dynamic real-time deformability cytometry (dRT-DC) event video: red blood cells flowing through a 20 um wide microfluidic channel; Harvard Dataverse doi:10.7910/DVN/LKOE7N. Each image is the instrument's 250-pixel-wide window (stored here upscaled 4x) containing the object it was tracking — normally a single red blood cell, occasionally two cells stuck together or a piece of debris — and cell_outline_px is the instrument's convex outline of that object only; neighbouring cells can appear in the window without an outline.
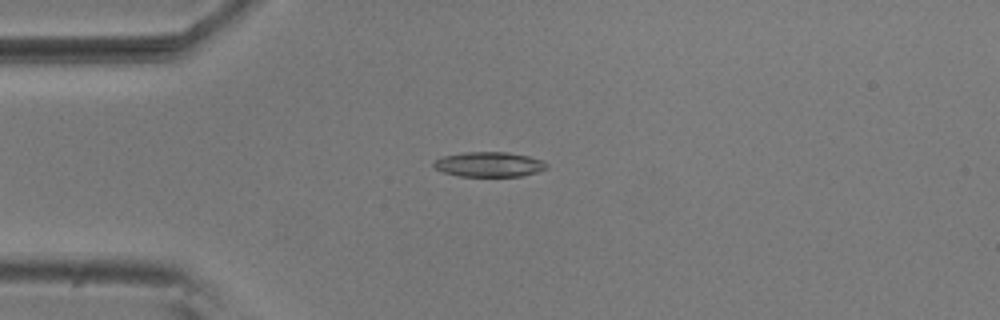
{"species": "common noctule bat (a hibernating species)", "species_latin": "Nyctalus noctula", "temperature_condition": "room temperature", "stored_images_in_passage": 9, "camera_frame_rate_fps": 3000, "um_per_image_px": 0.085, "animal": {"sex": "male", "body_mass_g": 20.5, "forearm_length_mm": 52.5}, "frame": {"image": 1, "passage_image": 4, "time_ms": 1.0, "image_size_px": [1000, 320], "cell_outline_px": [[548, 168], [524, 176], [460, 176], [444, 172], [436, 168], [432, 164], [436, 160], [444, 156], [464, 152], [508, 152], [528, 156], [544, 160], [548, 164]], "centroid_in_image_um": [41.63, 13.97], "position_along_channel_um": 43.4, "area_um2": 16.36}}
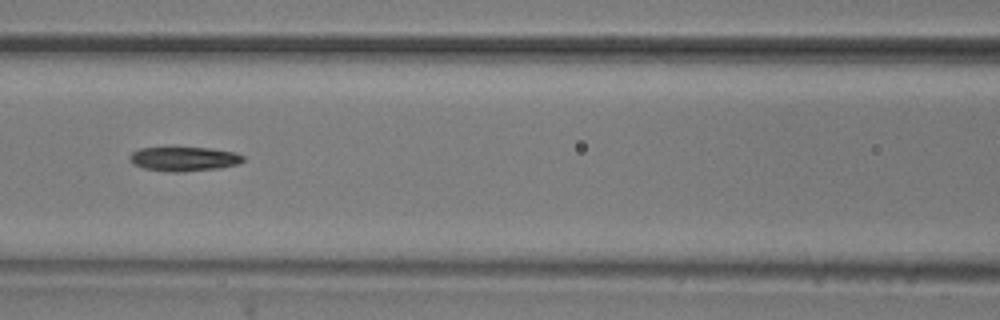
{"frame": {"image": 2, "passage_image": 7, "time_ms": 2.0, "image_size_px": [1000, 320], "cell_outline_px": [[244, 160], [240, 164], [220, 168], [184, 172], [168, 172], [144, 168], [132, 164], [128, 160], [128, 156], [132, 152], [140, 148], [208, 148], [236, 152], [244, 156]], "centroid_in_image_um": [15.64, 13.52], "position_along_channel_um": 151.0, "area_um2": 16.24}}
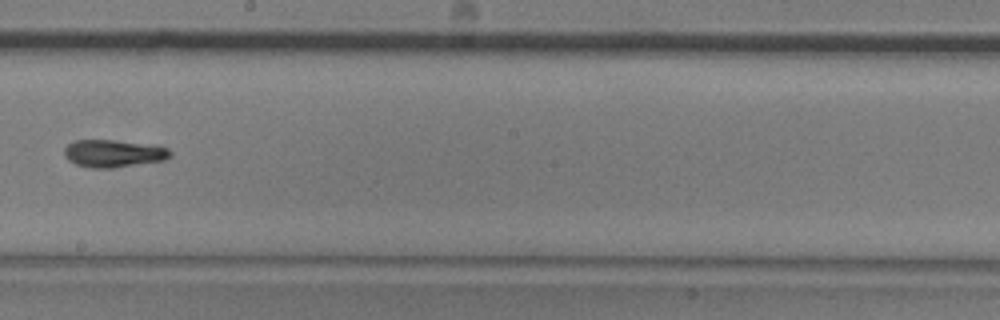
{"frame": {"image": 3, "passage_image": 9, "time_ms": 2.667, "image_size_px": [1000, 320], "cell_outline_px": [[172, 156], [164, 160], [112, 168], [92, 168], [76, 164], [68, 160], [64, 156], [64, 148], [68, 144], [76, 140], [116, 140], [160, 144], [168, 148], [172, 152]], "centroid_in_image_um": [9.7, 13.02], "position_along_channel_um": 238.5, "area_um2": 17.34}}